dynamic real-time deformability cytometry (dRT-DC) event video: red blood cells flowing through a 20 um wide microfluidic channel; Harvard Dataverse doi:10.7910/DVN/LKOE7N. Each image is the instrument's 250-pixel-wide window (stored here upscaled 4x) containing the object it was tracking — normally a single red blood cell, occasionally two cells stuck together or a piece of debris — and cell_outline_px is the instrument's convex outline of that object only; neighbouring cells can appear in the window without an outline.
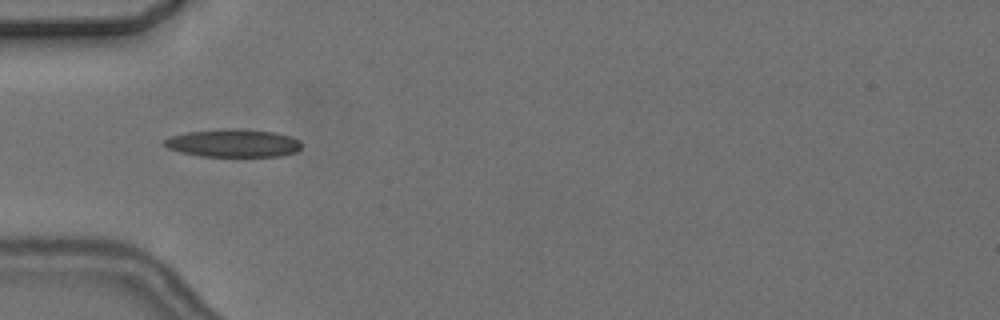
{"species": "common noctule bat (a hibernating species)", "species_latin": "Nyctalus noctula", "temperature_condition": "cold", "stored_images_in_passage": 5, "camera_frame_rate_fps": 3000, "um_per_image_px": 0.085, "animal": {"sex": "female", "body_mass_g": 24.6, "forearm_length_mm": 56.2}, "frame": {"image": 1, "passage_image": 1, "time_ms": 0.0, "image_size_px": [1000, 320], "cell_outline_px": [[300, 148], [296, 152], [280, 156], [200, 156], [180, 152], [168, 148], [160, 144], [164, 140], [172, 136], [188, 132], [224, 128], [240, 128], [276, 132], [292, 136], [300, 140]], "centroid_in_image_um": [19.83, 12.15], "position_along_channel_um": 65.2, "area_um2": 22.54}}
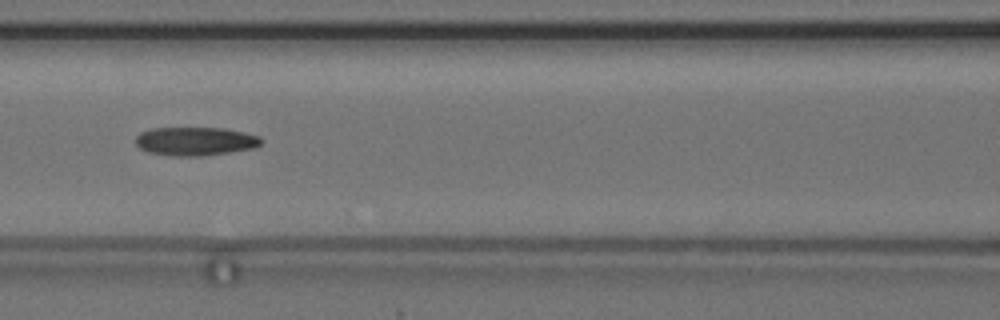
{"frame": {"image": 2, "passage_image": 3, "time_ms": 2.333, "image_size_px": [1000, 320], "cell_outline_px": [[264, 140], [256, 148], [200, 156], [168, 156], [148, 152], [140, 148], [136, 144], [136, 136], [140, 132], [152, 128], [224, 128], [244, 132], [260, 136]], "centroid_in_image_um": [16.61, 12.01], "position_along_channel_um": 150.0, "area_um2": 21.04}}
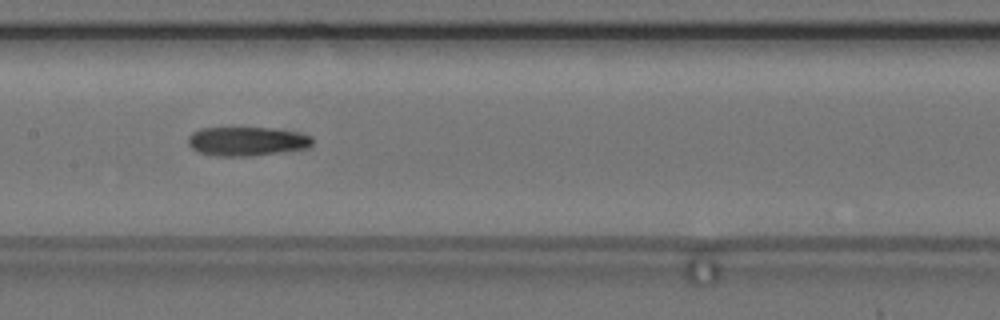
{"frame": {"image": 3, "passage_image": 4, "time_ms": 3.333, "image_size_px": [1000, 320], "cell_outline_px": [[312, 144], [304, 148], [252, 156], [216, 156], [200, 152], [192, 148], [188, 144], [188, 136], [192, 132], [200, 128], [276, 128], [296, 132], [308, 136], [312, 140]], "centroid_in_image_um": [20.92, 12.0], "position_along_channel_um": 186.5, "area_um2": 20.75}}